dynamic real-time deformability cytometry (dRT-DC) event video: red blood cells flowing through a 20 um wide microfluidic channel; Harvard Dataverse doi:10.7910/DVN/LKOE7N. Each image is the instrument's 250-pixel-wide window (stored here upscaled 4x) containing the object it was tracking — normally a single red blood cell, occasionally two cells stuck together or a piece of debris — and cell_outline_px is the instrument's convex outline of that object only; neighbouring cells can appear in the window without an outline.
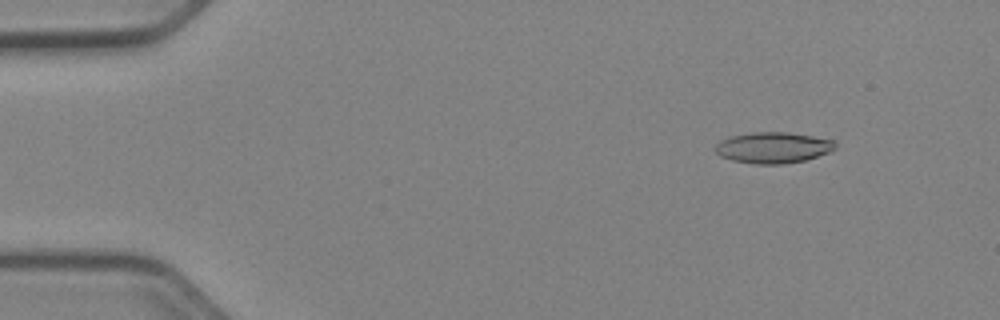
{"species": "Egyptian fruit bat (a non-hibernating species)", "species_latin": "Rousettus aegyptiacus", "temperature_condition": "cold", "stored_images_in_passage": 51, "camera_frame_rate_fps": 3000, "um_per_image_px": 0.085, "animal": {"sex": "female"}, "frame": {"image": 1, "passage_image": 6, "time_ms": 1.667, "image_size_px": [1000, 320], "cell_outline_px": [[836, 148], [828, 152], [804, 160], [784, 164], [756, 164], [732, 160], [720, 156], [716, 152], [716, 144], [720, 140], [732, 136], [752, 132], [788, 132], [836, 140]], "centroid_in_image_um": [65.72, 12.54], "position_along_channel_um": 19.3, "area_um2": 21.62}}
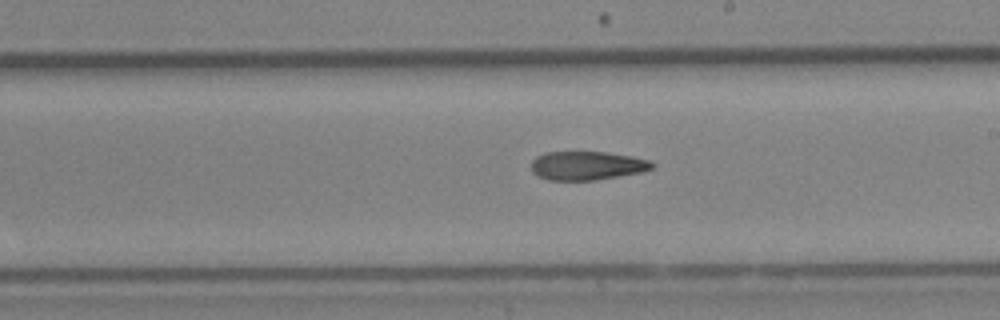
{"frame": {"image": 2, "passage_image": 30, "time_ms": 9.667, "image_size_px": [1000, 320], "cell_outline_px": [[656, 164], [652, 168], [644, 172], [596, 180], [548, 180], [536, 176], [532, 172], [532, 160], [536, 156], [544, 152], [604, 152], [632, 156], [652, 160]], "centroid_in_image_um": [49.92, 14.08], "position_along_channel_um": 239.1, "area_um2": 20.52}}
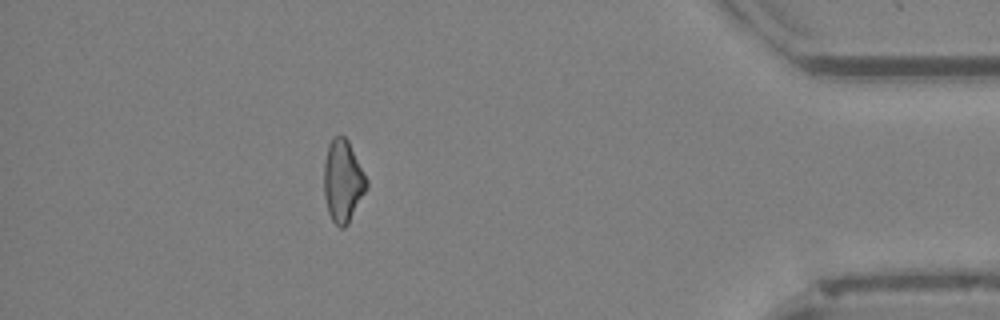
{"frame": {"image": 3, "passage_image": 46, "time_ms": 15.0, "image_size_px": [1000, 320], "cell_outline_px": [[368, 188], [348, 224], [344, 228], [340, 228], [332, 220], [328, 212], [324, 196], [324, 164], [328, 144], [332, 136], [344, 136], [348, 140], [368, 180]], "centroid_in_image_um": [29.15, 15.39], "position_along_channel_um": 406.1, "area_um2": 20.58}}